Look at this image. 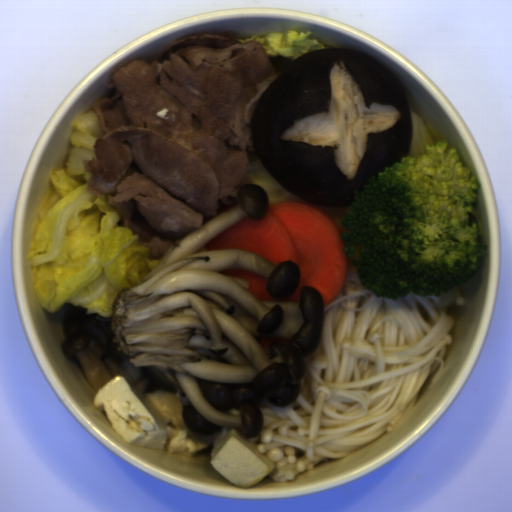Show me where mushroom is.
<instances>
[{"label":"mushroom","instance_id":"983e1aa8","mask_svg":"<svg viewBox=\"0 0 512 512\" xmlns=\"http://www.w3.org/2000/svg\"><path fill=\"white\" fill-rule=\"evenodd\" d=\"M250 135L277 183L310 205L338 208L410 156L414 125L385 65L359 50L324 48L278 73L256 102Z\"/></svg>","mask_w":512,"mask_h":512}]
</instances>
